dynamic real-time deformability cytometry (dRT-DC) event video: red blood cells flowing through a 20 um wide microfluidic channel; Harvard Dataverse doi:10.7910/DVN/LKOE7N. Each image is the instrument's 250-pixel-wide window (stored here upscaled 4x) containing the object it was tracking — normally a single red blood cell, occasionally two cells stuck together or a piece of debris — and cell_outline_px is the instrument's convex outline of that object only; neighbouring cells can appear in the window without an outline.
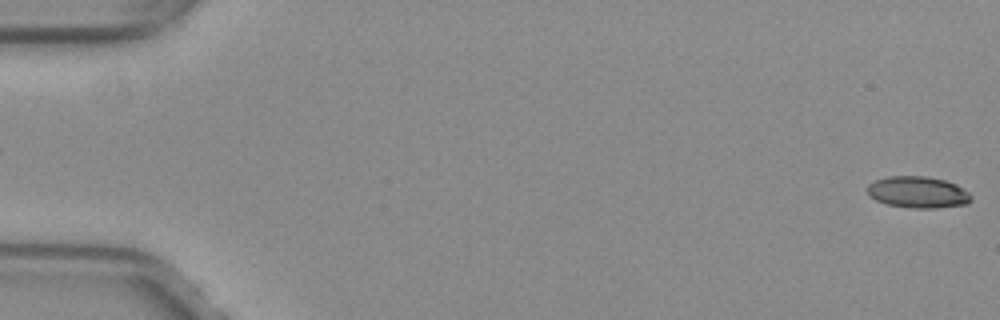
{"species": "common noctule bat (a hibernating species)", "species_latin": "Nyctalus noctula", "temperature_condition": "warm", "stored_images_in_passage": 44, "camera_frame_rate_fps": 3000, "um_per_image_px": 0.085, "animal": {"sex": "female", "body_mass_g": 29.2, "forearm_length_mm": 56.3}, "frame": {"image": 1, "passage_image": 1, "time_ms": 0.0, "image_size_px": [1000, 320], "cell_outline_px": [[972, 200], [968, 204], [936, 208], [912, 208], [888, 204], [876, 200], [868, 196], [864, 188], [868, 184], [876, 180], [888, 176], [924, 176], [944, 180], [956, 184], [968, 192], [972, 196]], "centroid_in_image_um": [77.99, 16.34], "position_along_channel_um": 7.0, "area_um2": 19.25}}
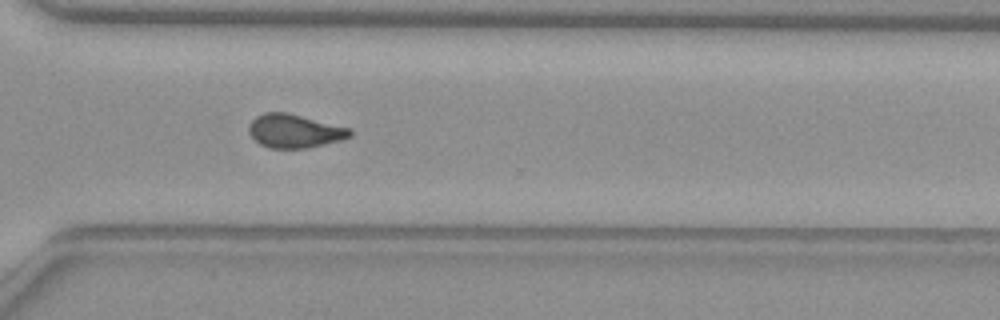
{"frame": {"image": 2, "passage_image": 39, "time_ms": 12.667, "image_size_px": [1000, 320], "cell_outline_px": [[352, 136], [344, 140], [308, 148], [268, 148], [260, 144], [248, 132], [248, 124], [256, 116], [264, 112], [288, 112], [352, 128]], "centroid_in_image_um": [25.07, 11.13], "position_along_channel_um": 345.5, "area_um2": 20.17}}
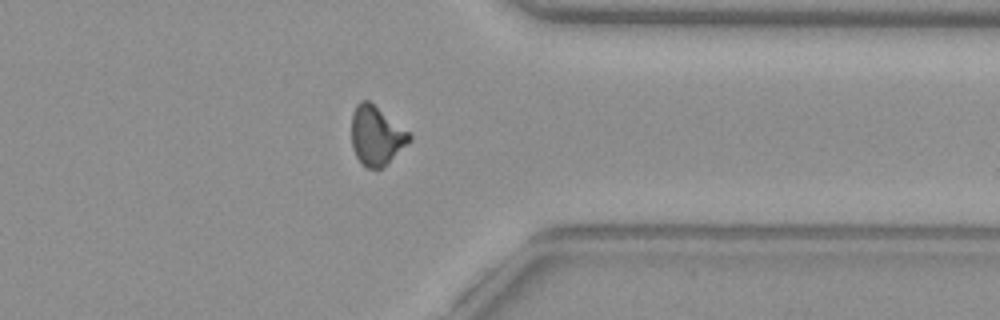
{"frame": {"image": 3, "passage_image": 42, "time_ms": 13.667, "image_size_px": [1000, 320], "cell_outline_px": [[412, 140], [380, 168], [368, 168], [360, 164], [352, 148], [352, 112], [356, 104], [360, 100], [368, 100], [408, 132], [412, 136]], "centroid_in_image_um": [31.95, 11.52], "position_along_channel_um": 379.5, "area_um2": 19.54}}